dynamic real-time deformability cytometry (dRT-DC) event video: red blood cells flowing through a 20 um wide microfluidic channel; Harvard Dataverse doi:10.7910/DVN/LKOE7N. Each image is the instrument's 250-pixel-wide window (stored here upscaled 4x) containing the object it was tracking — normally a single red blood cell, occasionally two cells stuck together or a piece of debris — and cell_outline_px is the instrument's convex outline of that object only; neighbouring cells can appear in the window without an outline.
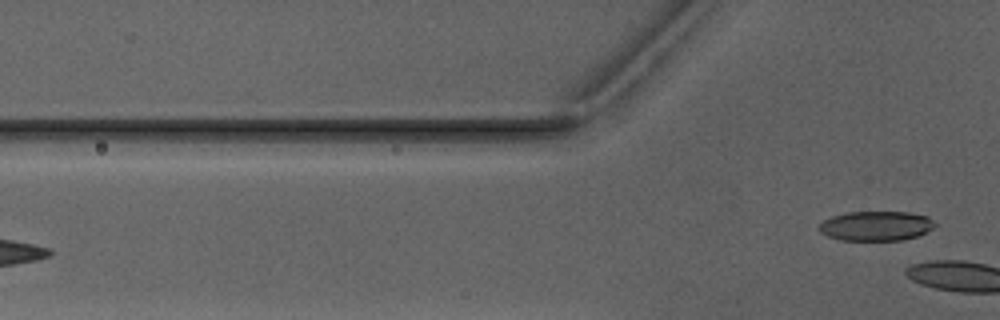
{"species": "Egyptian fruit bat (a non-hibernating species)", "species_latin": "Rousettus aegyptiacus", "temperature_condition": "warm", "stored_images_in_passage": 4, "camera_frame_rate_fps": 3000, "um_per_image_px": 0.085, "animal": {"sex": "male"}, "frame": {"image": 1, "passage_image": 4, "time_ms": 3.667, "image_size_px": [1000, 320], "cell_outline_px": [[936, 224], [932, 228], [916, 236], [900, 240], [840, 240], [828, 236], [820, 232], [820, 224], [824, 220], [832, 216], [848, 212], [908, 212], [928, 216]], "centroid_in_image_um": [74.45, 19.2], "position_along_channel_um": 51.3, "area_um2": 19.77}}